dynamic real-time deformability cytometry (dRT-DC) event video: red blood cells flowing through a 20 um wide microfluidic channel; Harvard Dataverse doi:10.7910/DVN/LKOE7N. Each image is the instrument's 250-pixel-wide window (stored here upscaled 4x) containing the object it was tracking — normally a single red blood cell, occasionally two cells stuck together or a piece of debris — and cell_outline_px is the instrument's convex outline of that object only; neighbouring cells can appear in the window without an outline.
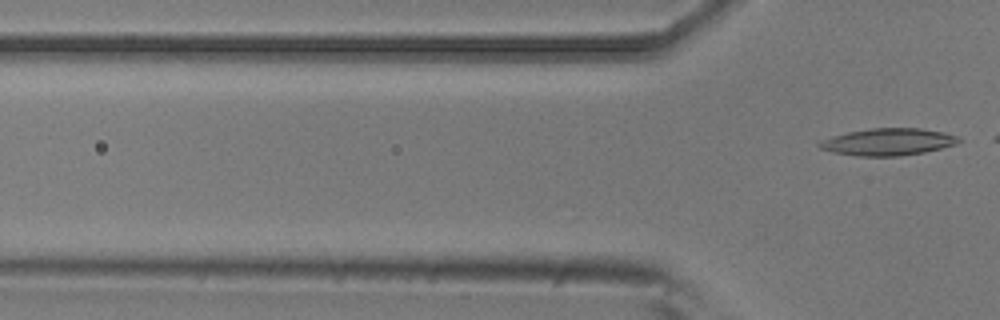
{"species": "common noctule bat (a hibernating species)", "species_latin": "Nyctalus noctula", "temperature_condition": "room temperature", "stored_images_in_passage": 4, "camera_frame_rate_fps": 3000, "um_per_image_px": 0.085, "animal": {"sex": "male", "body_mass_g": 20.5, "forearm_length_mm": 52.5}, "frame": {"image": 1, "passage_image": 4, "time_ms": 1.0, "image_size_px": [1000, 320], "cell_outline_px": [[964, 140], [956, 144], [924, 152], [900, 156], [856, 156], [832, 152], [820, 148], [816, 144], [824, 140], [848, 132], [872, 128], [920, 128], [960, 136]], "centroid_in_image_um": [75.53, 12.06], "position_along_channel_um": 50.3, "area_um2": 21.79}}